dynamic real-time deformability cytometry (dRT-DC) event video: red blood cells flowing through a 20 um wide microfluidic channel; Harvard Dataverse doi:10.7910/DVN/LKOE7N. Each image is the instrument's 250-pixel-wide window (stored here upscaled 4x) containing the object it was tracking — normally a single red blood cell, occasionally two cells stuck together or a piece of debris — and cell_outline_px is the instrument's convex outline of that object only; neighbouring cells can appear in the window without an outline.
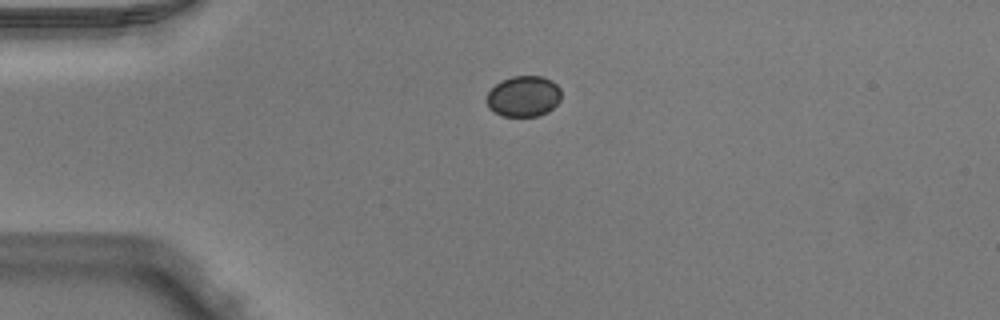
{"species": "Egyptian fruit bat (a non-hibernating species)", "species_latin": "Rousettus aegyptiacus", "temperature_condition": "warm", "stored_images_in_passage": 33, "camera_frame_rate_fps": 3000, "um_per_image_px": 0.085, "animal": {"sex": "male"}, "frame": {"image": 1, "passage_image": 1, "time_ms": 0.0, "image_size_px": [1000, 320], "cell_outline_px": [[560, 100], [548, 112], [540, 116], [504, 116], [488, 108], [484, 100], [488, 92], [500, 80], [512, 76], [544, 76], [552, 80], [560, 88]], "centroid_in_image_um": [44.49, 8.18], "position_along_channel_um": 40.5, "area_um2": 17.98}}
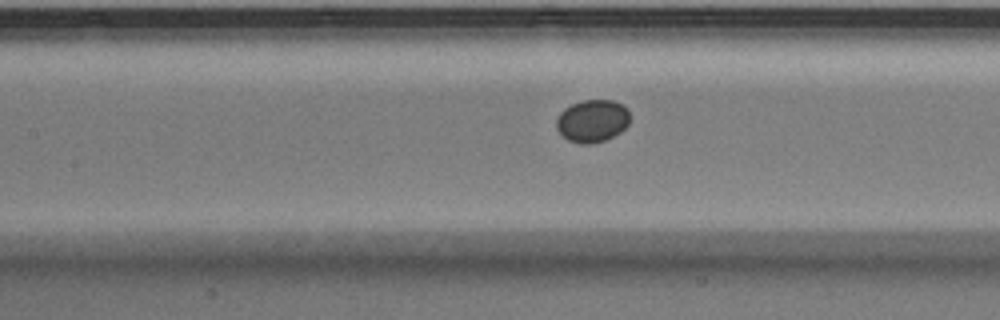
{"frame": {"image": 2, "passage_image": 12, "time_ms": 3.667, "image_size_px": [1000, 320], "cell_outline_px": [[628, 124], [620, 132], [604, 140], [588, 144], [580, 144], [568, 140], [556, 128], [556, 116], [564, 108], [572, 104], [584, 100], [612, 100], [628, 108]], "centroid_in_image_um": [50.31, 10.27], "position_along_channel_um": 157.1, "area_um2": 18.09}}
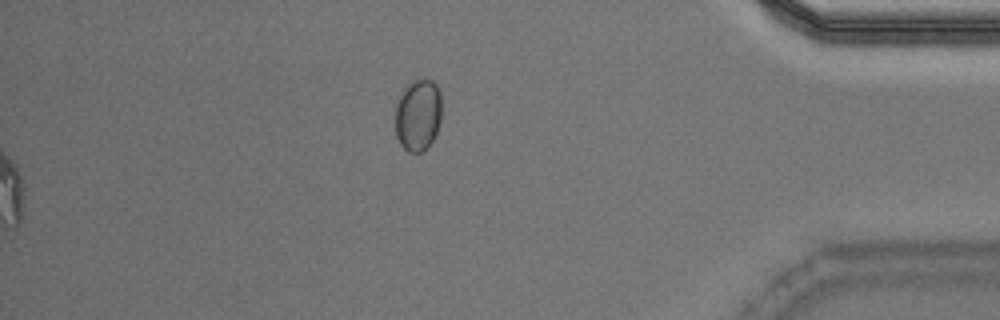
{"frame": {"image": 3, "passage_image": 33, "time_ms": 10.667, "image_size_px": [1000, 320], "cell_outline_px": [[440, 120], [436, 132], [428, 148], [420, 152], [408, 152], [400, 144], [396, 136], [396, 104], [400, 92], [416, 80], [432, 80], [436, 84], [440, 92]], "centroid_in_image_um": [35.52, 9.8], "position_along_channel_um": 399.7, "area_um2": 19.25}, "authors_computed_cell_mechanics": {"area_um2": 18.2648, "velocity_mm_per_s": 3.946, "shape_relaxation_time_tau1_ms": 0.4043, "shape_relaxation_time_tau2_ms": 1.4094, "deformation_change_tau1": 0.0171, "deformation_change_tau2": 0.0102}}